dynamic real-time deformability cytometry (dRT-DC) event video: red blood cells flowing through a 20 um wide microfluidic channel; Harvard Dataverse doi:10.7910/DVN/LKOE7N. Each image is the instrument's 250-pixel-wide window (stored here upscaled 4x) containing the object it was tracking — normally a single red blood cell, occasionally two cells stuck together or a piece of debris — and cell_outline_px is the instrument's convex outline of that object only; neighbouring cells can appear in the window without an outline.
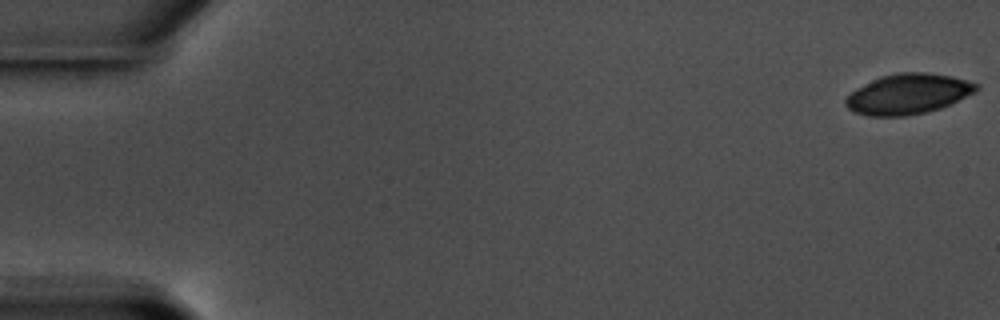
{"species": "common noctule bat (a hibernating species)", "species_latin": "Nyctalus noctula", "temperature_condition": "warm", "stored_images_in_passage": 10, "camera_frame_rate_fps": 3000, "um_per_image_px": 0.085, "animal": {"sex": "male", "body_mass_g": 17.5, "forearm_length_mm": 52.3}, "frame": {"image": 1, "passage_image": 1, "time_ms": 0.0, "image_size_px": [1000, 320], "cell_outline_px": [[980, 88], [976, 92], [940, 108], [928, 112], [904, 116], [868, 116], [856, 112], [848, 108], [844, 104], [844, 100], [856, 88], [880, 76], [900, 72], [924, 72], [952, 76], [980, 84]], "centroid_in_image_um": [77.2, 7.98], "position_along_channel_um": 7.8, "area_um2": 30.69}}